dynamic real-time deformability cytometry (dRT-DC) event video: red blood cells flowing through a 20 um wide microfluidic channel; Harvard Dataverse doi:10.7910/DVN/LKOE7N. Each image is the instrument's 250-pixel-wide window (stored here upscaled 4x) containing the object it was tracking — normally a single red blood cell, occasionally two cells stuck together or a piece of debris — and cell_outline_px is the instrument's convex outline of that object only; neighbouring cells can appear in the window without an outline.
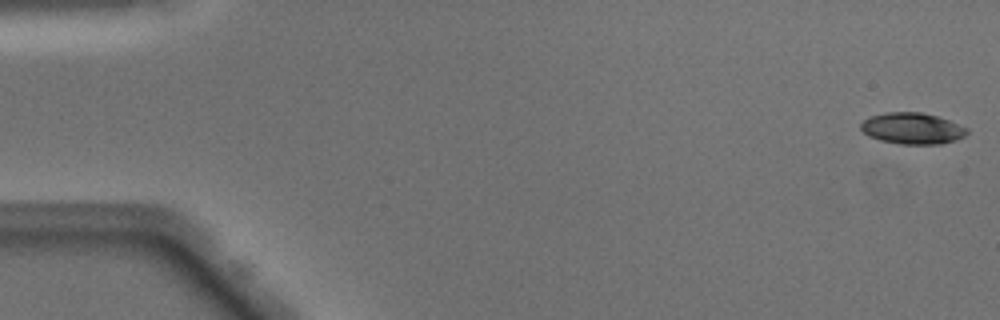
{"species": "Egyptian fruit bat (a non-hibernating species)", "species_latin": "Rousettus aegyptiacus", "temperature_condition": "warm", "stored_images_in_passage": 9, "camera_frame_rate_fps": 3000, "um_per_image_px": 0.085, "animal": {"sex": "male"}, "frame": {"image": 1, "passage_image": 1, "time_ms": 0.0, "image_size_px": [1000, 320], "cell_outline_px": [[968, 132], [964, 136], [956, 140], [940, 144], [900, 144], [880, 140], [868, 136], [860, 128], [860, 124], [868, 116], [884, 112], [920, 112], [936, 116], [948, 120], [968, 128]], "centroid_in_image_um": [77.52, 10.91], "position_along_channel_um": 7.5, "area_um2": 19.42}}